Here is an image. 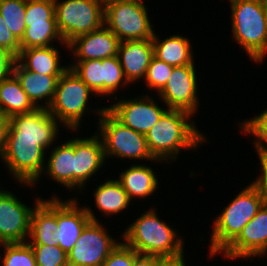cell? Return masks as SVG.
I'll return each mask as SVG.
<instances>
[{
  "mask_svg": "<svg viewBox=\"0 0 267 266\" xmlns=\"http://www.w3.org/2000/svg\"><path fill=\"white\" fill-rule=\"evenodd\" d=\"M125 79L130 85L143 82L147 68L154 57L152 39L120 42L117 53Z\"/></svg>",
  "mask_w": 267,
  "mask_h": 266,
  "instance_id": "19",
  "label": "cell"
},
{
  "mask_svg": "<svg viewBox=\"0 0 267 266\" xmlns=\"http://www.w3.org/2000/svg\"><path fill=\"white\" fill-rule=\"evenodd\" d=\"M62 141L47 151L48 156L41 177L48 176V179L67 188L71 193L74 192V137Z\"/></svg>",
  "mask_w": 267,
  "mask_h": 266,
  "instance_id": "20",
  "label": "cell"
},
{
  "mask_svg": "<svg viewBox=\"0 0 267 266\" xmlns=\"http://www.w3.org/2000/svg\"><path fill=\"white\" fill-rule=\"evenodd\" d=\"M195 121L188 112L168 109L145 135L152 156L170 165L183 151H194L208 144L209 137L197 128Z\"/></svg>",
  "mask_w": 267,
  "mask_h": 266,
  "instance_id": "1",
  "label": "cell"
},
{
  "mask_svg": "<svg viewBox=\"0 0 267 266\" xmlns=\"http://www.w3.org/2000/svg\"><path fill=\"white\" fill-rule=\"evenodd\" d=\"M160 37L159 33L154 32V57L174 67L195 63L192 39L182 34H172L164 39Z\"/></svg>",
  "mask_w": 267,
  "mask_h": 266,
  "instance_id": "25",
  "label": "cell"
},
{
  "mask_svg": "<svg viewBox=\"0 0 267 266\" xmlns=\"http://www.w3.org/2000/svg\"><path fill=\"white\" fill-rule=\"evenodd\" d=\"M120 40L103 25L98 30L81 35L68 44L73 61L102 60L117 56ZM72 53V54H71Z\"/></svg>",
  "mask_w": 267,
  "mask_h": 266,
  "instance_id": "18",
  "label": "cell"
},
{
  "mask_svg": "<svg viewBox=\"0 0 267 266\" xmlns=\"http://www.w3.org/2000/svg\"><path fill=\"white\" fill-rule=\"evenodd\" d=\"M101 222L90 221L82 230L79 239L67 254L69 266H102L121 242L122 236L114 237L107 230V224Z\"/></svg>",
  "mask_w": 267,
  "mask_h": 266,
  "instance_id": "10",
  "label": "cell"
},
{
  "mask_svg": "<svg viewBox=\"0 0 267 266\" xmlns=\"http://www.w3.org/2000/svg\"><path fill=\"white\" fill-rule=\"evenodd\" d=\"M224 1V0H223ZM231 13L230 38L261 64L267 56V12L263 0H228Z\"/></svg>",
  "mask_w": 267,
  "mask_h": 266,
  "instance_id": "4",
  "label": "cell"
},
{
  "mask_svg": "<svg viewBox=\"0 0 267 266\" xmlns=\"http://www.w3.org/2000/svg\"><path fill=\"white\" fill-rule=\"evenodd\" d=\"M129 86L130 84L125 79L123 69L117 56L101 60V99L108 101L110 98H117V95L120 96L119 90L122 88L125 89L126 87L128 88Z\"/></svg>",
  "mask_w": 267,
  "mask_h": 266,
  "instance_id": "29",
  "label": "cell"
},
{
  "mask_svg": "<svg viewBox=\"0 0 267 266\" xmlns=\"http://www.w3.org/2000/svg\"><path fill=\"white\" fill-rule=\"evenodd\" d=\"M37 266H69L68 255L59 246L30 245Z\"/></svg>",
  "mask_w": 267,
  "mask_h": 266,
  "instance_id": "36",
  "label": "cell"
},
{
  "mask_svg": "<svg viewBox=\"0 0 267 266\" xmlns=\"http://www.w3.org/2000/svg\"><path fill=\"white\" fill-rule=\"evenodd\" d=\"M92 96L97 98L96 94L73 70L68 68L58 79L53 100L47 110L66 128V131L69 132L70 130L69 133L71 134L73 132L79 133L86 114L94 113L95 116H98V119L106 109L107 105L98 108L89 106L91 103L89 100L92 99Z\"/></svg>",
  "mask_w": 267,
  "mask_h": 266,
  "instance_id": "5",
  "label": "cell"
},
{
  "mask_svg": "<svg viewBox=\"0 0 267 266\" xmlns=\"http://www.w3.org/2000/svg\"><path fill=\"white\" fill-rule=\"evenodd\" d=\"M138 162V163H137ZM128 168L123 169L118 175L117 180L122 184L127 192L129 200L133 203L152 197L159 189V178L153 166L137 161ZM147 165V166H146Z\"/></svg>",
  "mask_w": 267,
  "mask_h": 266,
  "instance_id": "22",
  "label": "cell"
},
{
  "mask_svg": "<svg viewBox=\"0 0 267 266\" xmlns=\"http://www.w3.org/2000/svg\"><path fill=\"white\" fill-rule=\"evenodd\" d=\"M240 132L246 134L245 136H252V144L255 147L254 151L256 155L267 154V107L263 111H260L254 117L249 119H243L237 124Z\"/></svg>",
  "mask_w": 267,
  "mask_h": 266,
  "instance_id": "30",
  "label": "cell"
},
{
  "mask_svg": "<svg viewBox=\"0 0 267 266\" xmlns=\"http://www.w3.org/2000/svg\"><path fill=\"white\" fill-rule=\"evenodd\" d=\"M0 251V266H37L28 242L3 243Z\"/></svg>",
  "mask_w": 267,
  "mask_h": 266,
  "instance_id": "32",
  "label": "cell"
},
{
  "mask_svg": "<svg viewBox=\"0 0 267 266\" xmlns=\"http://www.w3.org/2000/svg\"><path fill=\"white\" fill-rule=\"evenodd\" d=\"M261 164L256 179H253L252 181L259 187L260 191L262 192L263 196L265 197L267 201V154L266 155H257Z\"/></svg>",
  "mask_w": 267,
  "mask_h": 266,
  "instance_id": "40",
  "label": "cell"
},
{
  "mask_svg": "<svg viewBox=\"0 0 267 266\" xmlns=\"http://www.w3.org/2000/svg\"><path fill=\"white\" fill-rule=\"evenodd\" d=\"M68 65L101 98V60L71 61Z\"/></svg>",
  "mask_w": 267,
  "mask_h": 266,
  "instance_id": "33",
  "label": "cell"
},
{
  "mask_svg": "<svg viewBox=\"0 0 267 266\" xmlns=\"http://www.w3.org/2000/svg\"><path fill=\"white\" fill-rule=\"evenodd\" d=\"M137 255L138 253L134 249L121 241L102 263V266H133L134 258Z\"/></svg>",
  "mask_w": 267,
  "mask_h": 266,
  "instance_id": "37",
  "label": "cell"
},
{
  "mask_svg": "<svg viewBox=\"0 0 267 266\" xmlns=\"http://www.w3.org/2000/svg\"><path fill=\"white\" fill-rule=\"evenodd\" d=\"M146 0H123L104 4V25L121 41L152 39L153 23Z\"/></svg>",
  "mask_w": 267,
  "mask_h": 266,
  "instance_id": "8",
  "label": "cell"
},
{
  "mask_svg": "<svg viewBox=\"0 0 267 266\" xmlns=\"http://www.w3.org/2000/svg\"><path fill=\"white\" fill-rule=\"evenodd\" d=\"M267 12V0H263Z\"/></svg>",
  "mask_w": 267,
  "mask_h": 266,
  "instance_id": "46",
  "label": "cell"
},
{
  "mask_svg": "<svg viewBox=\"0 0 267 266\" xmlns=\"http://www.w3.org/2000/svg\"><path fill=\"white\" fill-rule=\"evenodd\" d=\"M46 153L41 139L7 138L2 163L15 184L34 190L41 183Z\"/></svg>",
  "mask_w": 267,
  "mask_h": 266,
  "instance_id": "7",
  "label": "cell"
},
{
  "mask_svg": "<svg viewBox=\"0 0 267 266\" xmlns=\"http://www.w3.org/2000/svg\"><path fill=\"white\" fill-rule=\"evenodd\" d=\"M0 47L11 52L15 57L20 52V41L8 29L4 18L0 15Z\"/></svg>",
  "mask_w": 267,
  "mask_h": 266,
  "instance_id": "38",
  "label": "cell"
},
{
  "mask_svg": "<svg viewBox=\"0 0 267 266\" xmlns=\"http://www.w3.org/2000/svg\"><path fill=\"white\" fill-rule=\"evenodd\" d=\"M196 63L193 65L176 66L173 68L165 87L155 95L161 105L164 103L168 109L182 110L197 115L200 100L198 97V81ZM158 96V97H157Z\"/></svg>",
  "mask_w": 267,
  "mask_h": 266,
  "instance_id": "11",
  "label": "cell"
},
{
  "mask_svg": "<svg viewBox=\"0 0 267 266\" xmlns=\"http://www.w3.org/2000/svg\"><path fill=\"white\" fill-rule=\"evenodd\" d=\"M267 248V201L239 235L219 254L225 260L251 261Z\"/></svg>",
  "mask_w": 267,
  "mask_h": 266,
  "instance_id": "16",
  "label": "cell"
},
{
  "mask_svg": "<svg viewBox=\"0 0 267 266\" xmlns=\"http://www.w3.org/2000/svg\"><path fill=\"white\" fill-rule=\"evenodd\" d=\"M58 31L67 45L104 25L103 0H54Z\"/></svg>",
  "mask_w": 267,
  "mask_h": 266,
  "instance_id": "9",
  "label": "cell"
},
{
  "mask_svg": "<svg viewBox=\"0 0 267 266\" xmlns=\"http://www.w3.org/2000/svg\"><path fill=\"white\" fill-rule=\"evenodd\" d=\"M92 191L93 194L91 196L94 195V205L104 218H112V216L123 214L130 206L133 207L127 192L115 177L113 179L106 178L104 181H101Z\"/></svg>",
  "mask_w": 267,
  "mask_h": 266,
  "instance_id": "26",
  "label": "cell"
},
{
  "mask_svg": "<svg viewBox=\"0 0 267 266\" xmlns=\"http://www.w3.org/2000/svg\"><path fill=\"white\" fill-rule=\"evenodd\" d=\"M103 1H104V4H105V3H108V2L123 1V0H103Z\"/></svg>",
  "mask_w": 267,
  "mask_h": 266,
  "instance_id": "45",
  "label": "cell"
},
{
  "mask_svg": "<svg viewBox=\"0 0 267 266\" xmlns=\"http://www.w3.org/2000/svg\"><path fill=\"white\" fill-rule=\"evenodd\" d=\"M27 0H0V15L8 29L20 41L26 29L25 11Z\"/></svg>",
  "mask_w": 267,
  "mask_h": 266,
  "instance_id": "31",
  "label": "cell"
},
{
  "mask_svg": "<svg viewBox=\"0 0 267 266\" xmlns=\"http://www.w3.org/2000/svg\"><path fill=\"white\" fill-rule=\"evenodd\" d=\"M42 199L41 196H36L33 206L28 205L25 204L27 201H21L15 193L0 185V241L2 243L27 242L32 211Z\"/></svg>",
  "mask_w": 267,
  "mask_h": 266,
  "instance_id": "13",
  "label": "cell"
},
{
  "mask_svg": "<svg viewBox=\"0 0 267 266\" xmlns=\"http://www.w3.org/2000/svg\"><path fill=\"white\" fill-rule=\"evenodd\" d=\"M157 256L138 254L133 261V266H156Z\"/></svg>",
  "mask_w": 267,
  "mask_h": 266,
  "instance_id": "43",
  "label": "cell"
},
{
  "mask_svg": "<svg viewBox=\"0 0 267 266\" xmlns=\"http://www.w3.org/2000/svg\"><path fill=\"white\" fill-rule=\"evenodd\" d=\"M35 109L13 73L0 81V115L10 119L12 116L30 113Z\"/></svg>",
  "mask_w": 267,
  "mask_h": 266,
  "instance_id": "27",
  "label": "cell"
},
{
  "mask_svg": "<svg viewBox=\"0 0 267 266\" xmlns=\"http://www.w3.org/2000/svg\"><path fill=\"white\" fill-rule=\"evenodd\" d=\"M16 57L6 49L0 47V81L13 73Z\"/></svg>",
  "mask_w": 267,
  "mask_h": 266,
  "instance_id": "39",
  "label": "cell"
},
{
  "mask_svg": "<svg viewBox=\"0 0 267 266\" xmlns=\"http://www.w3.org/2000/svg\"><path fill=\"white\" fill-rule=\"evenodd\" d=\"M186 254H182L180 256L176 257H158L157 256V264L156 266H186V261L188 259H185ZM186 260V261H185Z\"/></svg>",
  "mask_w": 267,
  "mask_h": 266,
  "instance_id": "42",
  "label": "cell"
},
{
  "mask_svg": "<svg viewBox=\"0 0 267 266\" xmlns=\"http://www.w3.org/2000/svg\"><path fill=\"white\" fill-rule=\"evenodd\" d=\"M157 208H148L122 232V241L138 254L176 257L184 254L185 237L164 222ZM169 224V225H168Z\"/></svg>",
  "mask_w": 267,
  "mask_h": 266,
  "instance_id": "2",
  "label": "cell"
},
{
  "mask_svg": "<svg viewBox=\"0 0 267 266\" xmlns=\"http://www.w3.org/2000/svg\"><path fill=\"white\" fill-rule=\"evenodd\" d=\"M265 202V197L253 181L242 187L229 204L216 215L212 221L213 225H210L213 226L209 232L208 254L210 259L219 256Z\"/></svg>",
  "mask_w": 267,
  "mask_h": 266,
  "instance_id": "3",
  "label": "cell"
},
{
  "mask_svg": "<svg viewBox=\"0 0 267 266\" xmlns=\"http://www.w3.org/2000/svg\"><path fill=\"white\" fill-rule=\"evenodd\" d=\"M57 197L42 199L33 209L30 219V245L56 246Z\"/></svg>",
  "mask_w": 267,
  "mask_h": 266,
  "instance_id": "21",
  "label": "cell"
},
{
  "mask_svg": "<svg viewBox=\"0 0 267 266\" xmlns=\"http://www.w3.org/2000/svg\"><path fill=\"white\" fill-rule=\"evenodd\" d=\"M51 197H57V224L56 246H59L67 254L72 250L79 239L82 230L90 221H100L90 205H80L79 197L61 199L58 194H52ZM60 197V198H59Z\"/></svg>",
  "mask_w": 267,
  "mask_h": 266,
  "instance_id": "14",
  "label": "cell"
},
{
  "mask_svg": "<svg viewBox=\"0 0 267 266\" xmlns=\"http://www.w3.org/2000/svg\"><path fill=\"white\" fill-rule=\"evenodd\" d=\"M123 97L114 98L113 104L106 108L125 126L143 135H146L168 110L165 104L164 107L159 106L154 95L148 92L134 98Z\"/></svg>",
  "mask_w": 267,
  "mask_h": 266,
  "instance_id": "12",
  "label": "cell"
},
{
  "mask_svg": "<svg viewBox=\"0 0 267 266\" xmlns=\"http://www.w3.org/2000/svg\"><path fill=\"white\" fill-rule=\"evenodd\" d=\"M57 46L20 49L16 60L27 70L49 76H62L69 68L61 60V48ZM62 61V62H61Z\"/></svg>",
  "mask_w": 267,
  "mask_h": 266,
  "instance_id": "24",
  "label": "cell"
},
{
  "mask_svg": "<svg viewBox=\"0 0 267 266\" xmlns=\"http://www.w3.org/2000/svg\"><path fill=\"white\" fill-rule=\"evenodd\" d=\"M58 43L68 50V45L64 43L57 23L26 24V29L20 40V49L54 46Z\"/></svg>",
  "mask_w": 267,
  "mask_h": 266,
  "instance_id": "28",
  "label": "cell"
},
{
  "mask_svg": "<svg viewBox=\"0 0 267 266\" xmlns=\"http://www.w3.org/2000/svg\"><path fill=\"white\" fill-rule=\"evenodd\" d=\"M13 74L19 80L23 91L36 108L47 109L51 104L58 79L61 76H49L25 69L17 60Z\"/></svg>",
  "mask_w": 267,
  "mask_h": 266,
  "instance_id": "23",
  "label": "cell"
},
{
  "mask_svg": "<svg viewBox=\"0 0 267 266\" xmlns=\"http://www.w3.org/2000/svg\"><path fill=\"white\" fill-rule=\"evenodd\" d=\"M10 119L3 115H0V160L2 162V157L5 151L8 132H9Z\"/></svg>",
  "mask_w": 267,
  "mask_h": 266,
  "instance_id": "41",
  "label": "cell"
},
{
  "mask_svg": "<svg viewBox=\"0 0 267 266\" xmlns=\"http://www.w3.org/2000/svg\"><path fill=\"white\" fill-rule=\"evenodd\" d=\"M63 126L47 109L34 111L10 118L8 138L41 139V147L47 152L61 134Z\"/></svg>",
  "mask_w": 267,
  "mask_h": 266,
  "instance_id": "15",
  "label": "cell"
},
{
  "mask_svg": "<svg viewBox=\"0 0 267 266\" xmlns=\"http://www.w3.org/2000/svg\"><path fill=\"white\" fill-rule=\"evenodd\" d=\"M265 256V257H264ZM261 257H263V259L264 258H266L267 259V248L264 250V252L260 255V256H258V257H256V258H261Z\"/></svg>",
  "mask_w": 267,
  "mask_h": 266,
  "instance_id": "44",
  "label": "cell"
},
{
  "mask_svg": "<svg viewBox=\"0 0 267 266\" xmlns=\"http://www.w3.org/2000/svg\"><path fill=\"white\" fill-rule=\"evenodd\" d=\"M97 131L101 138L106 161L110 158L119 160L150 161L151 163H166L155 159L150 153L145 135L121 123L107 108L98 118ZM108 159V160H107Z\"/></svg>",
  "mask_w": 267,
  "mask_h": 266,
  "instance_id": "6",
  "label": "cell"
},
{
  "mask_svg": "<svg viewBox=\"0 0 267 266\" xmlns=\"http://www.w3.org/2000/svg\"><path fill=\"white\" fill-rule=\"evenodd\" d=\"M92 134L79 137L76 133L78 137L74 136V194L75 191L84 194L87 181H93L92 178L101 172L102 167L107 166L102 140L96 132Z\"/></svg>",
  "mask_w": 267,
  "mask_h": 266,
  "instance_id": "17",
  "label": "cell"
},
{
  "mask_svg": "<svg viewBox=\"0 0 267 266\" xmlns=\"http://www.w3.org/2000/svg\"><path fill=\"white\" fill-rule=\"evenodd\" d=\"M26 24L56 23L54 0H27Z\"/></svg>",
  "mask_w": 267,
  "mask_h": 266,
  "instance_id": "35",
  "label": "cell"
},
{
  "mask_svg": "<svg viewBox=\"0 0 267 266\" xmlns=\"http://www.w3.org/2000/svg\"><path fill=\"white\" fill-rule=\"evenodd\" d=\"M173 68L174 66L153 57L147 68L143 84H146L145 86L151 93L154 92L156 94L157 92L158 94L165 87Z\"/></svg>",
  "mask_w": 267,
  "mask_h": 266,
  "instance_id": "34",
  "label": "cell"
}]
</instances>
